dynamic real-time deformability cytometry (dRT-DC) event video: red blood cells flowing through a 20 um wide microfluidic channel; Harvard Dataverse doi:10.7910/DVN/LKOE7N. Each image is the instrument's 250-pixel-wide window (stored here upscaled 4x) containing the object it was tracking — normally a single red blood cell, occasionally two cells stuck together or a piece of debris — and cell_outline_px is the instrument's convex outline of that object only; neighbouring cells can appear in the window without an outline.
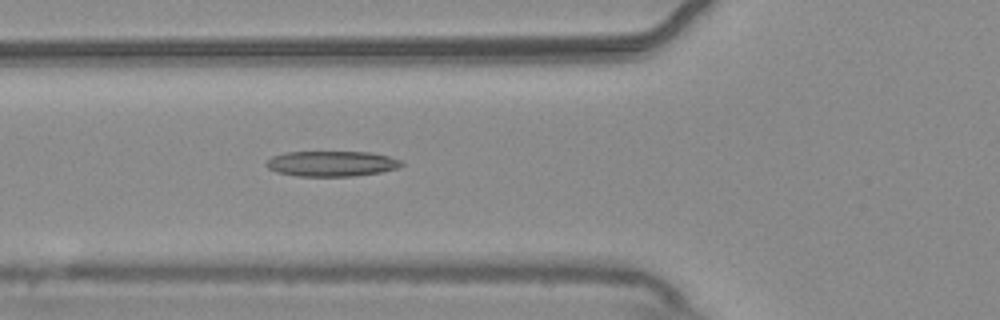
{"species": "common noctule bat (a hibernating species)", "species_latin": "Nyctalus noctula", "temperature_condition": "warm", "stored_images_in_passage": 56, "camera_frame_rate_fps": 3000, "um_per_image_px": 0.085, "animal": {"sex": "male", "body_mass_g": 20.4}, "frame": {"image": 1, "passage_image": 21, "time_ms": 6.667, "image_size_px": [1000, 320], "cell_outline_px": [[404, 164], [400, 168], [380, 172], [352, 176], [296, 176], [276, 172], [268, 168], [264, 164], [272, 156], [284, 152], [368, 152], [388, 156], [400, 160]], "centroid_in_image_um": [28.17, 13.91], "position_along_channel_um": 97.6, "area_um2": 20.06}}
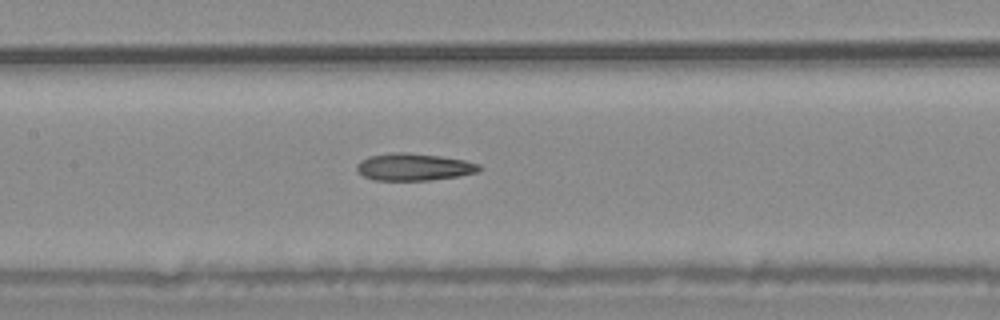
{"frame": {"image": 2, "passage_image": 27, "time_ms": 8.667, "image_size_px": [1000, 320], "cell_outline_px": [[484, 168], [476, 172], [456, 176], [428, 180], [372, 180], [364, 176], [356, 168], [356, 164], [360, 160], [368, 156], [392, 152], [408, 152], [440, 156], [464, 160], [480, 164]], "centroid_in_image_um": [35.16, 14.18], "position_along_channel_um": 172.2, "area_um2": 19.42}}
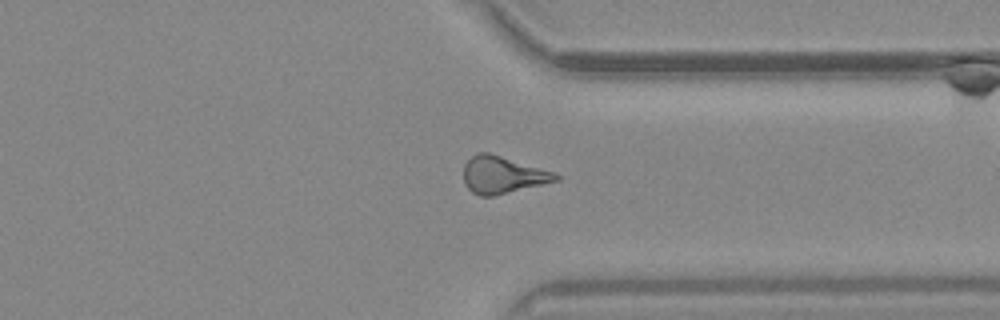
{"frame": {"image": 3, "passage_image": 43, "time_ms": 14.0, "image_size_px": [1000, 320], "cell_outline_px": [[560, 180], [492, 196], [480, 196], [472, 192], [464, 184], [464, 164], [476, 152], [488, 152], [556, 172], [560, 176]], "centroid_in_image_um": [42.73, 14.86], "position_along_channel_um": 368.7, "area_um2": 19.94}, "authors_computed_cell_mechanics": {"area_um2": 20.0277, "velocity_mm_per_s": 3.6929, "shape_relaxation_time_tau1_ms": null, "shape_relaxation_time_tau2_ms": 4.8189, "deformation_change_tau1": null, "deformation_change_tau2": 0.166}}